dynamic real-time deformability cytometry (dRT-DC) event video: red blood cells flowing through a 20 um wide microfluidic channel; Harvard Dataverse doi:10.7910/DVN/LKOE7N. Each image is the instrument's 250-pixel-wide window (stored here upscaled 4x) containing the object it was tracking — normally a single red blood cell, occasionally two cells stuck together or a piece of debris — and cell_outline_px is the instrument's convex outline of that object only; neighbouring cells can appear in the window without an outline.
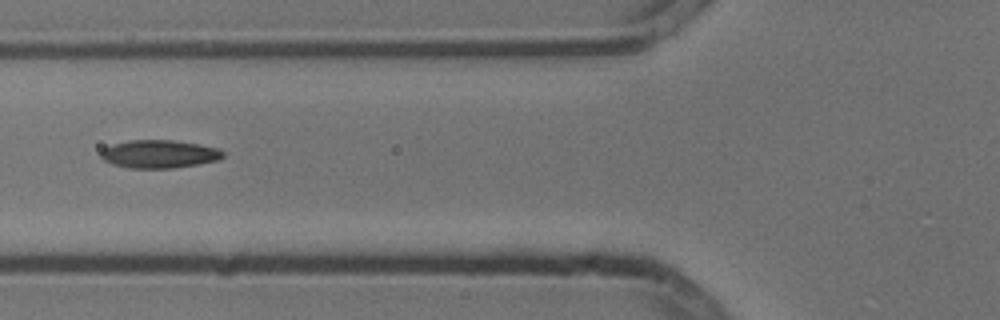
{"species": "common noctule bat (a hibernating species)", "species_latin": "Nyctalus noctula", "temperature_condition": "cold", "stored_images_in_passage": 8, "camera_frame_rate_fps": 3000, "um_per_image_px": 0.085, "animal": {"sex": "male", "body_mass_g": 13.3}, "frame": {"image": 1, "passage_image": 5, "time_ms": 1.333, "image_size_px": [1000, 320], "cell_outline_px": [[224, 156], [216, 160], [196, 164], [172, 168], [128, 168], [112, 164], [104, 160], [100, 156], [100, 152], [104, 148], [112, 144], [128, 140], [172, 140], [196, 144], [216, 148], [224, 152]], "centroid_in_image_um": [13.47, 13.09], "position_along_channel_um": 112.3, "area_um2": 19.77}}
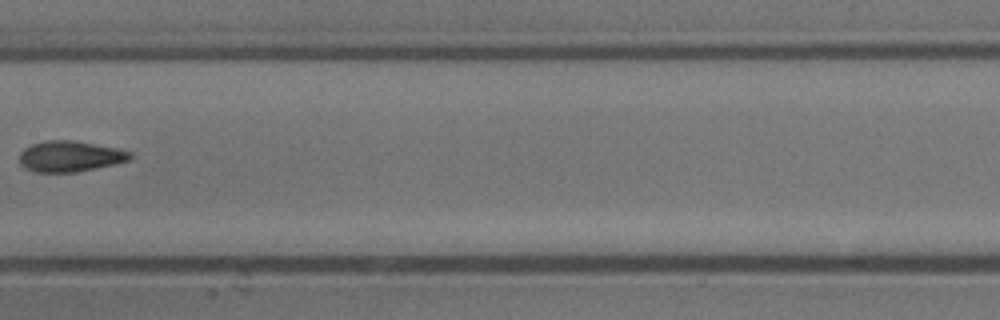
{"frame": {"image": 2, "passage_image": 7, "time_ms": 2.0, "image_size_px": [1000, 320], "cell_outline_px": [[132, 156], [128, 160], [116, 164], [76, 172], [36, 172], [24, 168], [20, 164], [20, 152], [24, 148], [32, 144], [44, 140], [72, 140], [116, 148], [132, 152]], "centroid_in_image_um": [5.93, 13.29], "position_along_channel_um": 201.5, "area_um2": 19.88}}
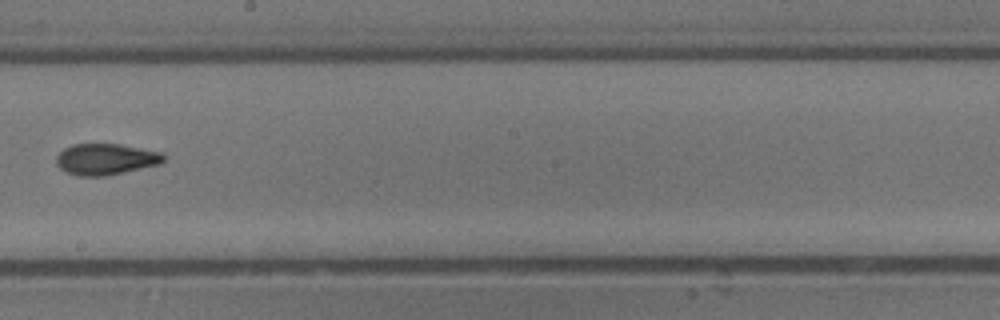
{"frame": {"image": 3, "passage_image": 8, "time_ms": 2.333, "image_size_px": [1000, 320], "cell_outline_px": [[164, 160], [160, 164], [104, 176], [80, 176], [68, 172], [60, 168], [56, 164], [56, 156], [64, 148], [72, 144], [120, 144], [160, 152], [164, 156]], "centroid_in_image_um": [8.96, 13.52], "position_along_channel_um": 239.2, "area_um2": 19.31}}